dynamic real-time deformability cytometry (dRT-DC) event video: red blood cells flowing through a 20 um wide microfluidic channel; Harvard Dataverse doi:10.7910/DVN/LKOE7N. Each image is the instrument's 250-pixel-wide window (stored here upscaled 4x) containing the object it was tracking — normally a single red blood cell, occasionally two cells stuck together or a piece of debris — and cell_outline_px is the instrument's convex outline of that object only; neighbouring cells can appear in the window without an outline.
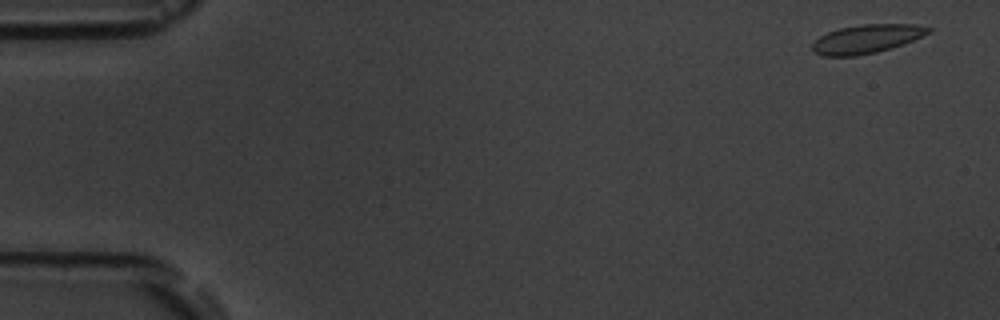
{"species": "common noctule bat (a hibernating species)", "species_latin": "Nyctalus noctula", "temperature_condition": "room temperature", "stored_images_in_passage": 5, "camera_frame_rate_fps": 3000, "um_per_image_px": 0.085, "animal": {"sex": "male", "body_mass_g": 19.5, "forearm_length_mm": 54.6}, "frame": {"image": 1, "passage_image": 1, "time_ms": 0.0, "image_size_px": [1000, 320], "cell_outline_px": [[932, 32], [924, 36], [876, 52], [856, 56], [824, 56], [812, 52], [812, 44], [820, 36], [828, 32], [840, 28], [864, 24], [916, 24], [932, 28]], "centroid_in_image_um": [73.66, 3.3], "position_along_channel_um": 11.3, "area_um2": 19.25}}
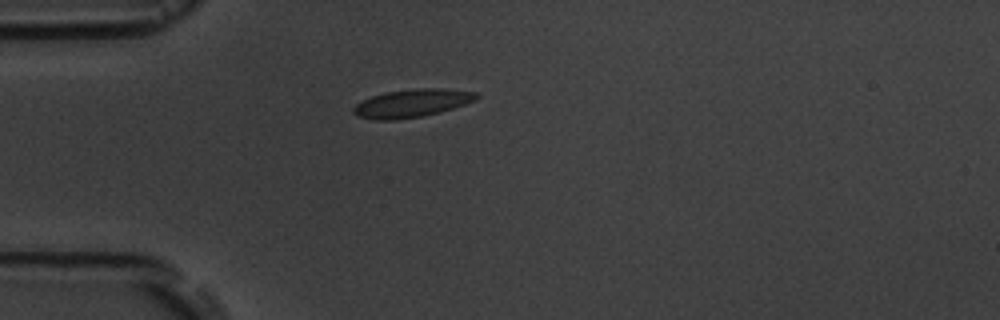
{"frame": {"image": 2, "passage_image": 4, "time_ms": 4.333, "image_size_px": [1000, 320], "cell_outline_px": [[480, 96], [476, 100], [440, 112], [420, 116], [396, 120], [372, 120], [356, 116], [352, 112], [352, 108], [356, 104], [372, 96], [384, 92], [416, 88], [444, 88], [476, 92]], "centroid_in_image_um": [34.99, 8.77], "position_along_channel_um": 50.0, "area_um2": 20.17}}